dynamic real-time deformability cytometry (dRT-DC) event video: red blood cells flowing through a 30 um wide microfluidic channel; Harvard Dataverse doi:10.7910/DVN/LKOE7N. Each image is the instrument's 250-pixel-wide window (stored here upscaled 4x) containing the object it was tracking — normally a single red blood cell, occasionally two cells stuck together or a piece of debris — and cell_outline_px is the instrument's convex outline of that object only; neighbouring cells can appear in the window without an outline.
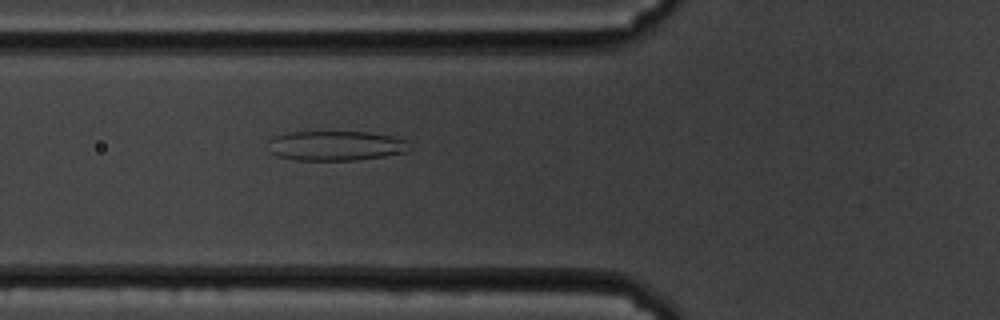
{"species": "common noctule bat (a hibernating species)", "species_latin": "Nyctalus noctula", "temperature_condition": "cold", "stored_images_in_passage": 47, "camera_frame_rate_fps": 3000, "um_per_image_px": 0.085, "animal": {"sex": "male", "body_mass_g": 19.5, "forearm_length_mm": 54.6}, "frame": {"image": 1, "passage_image": 9, "time_ms": 2.667, "image_size_px": [1000, 320], "cell_outline_px": [[412, 148], [408, 152], [384, 156], [356, 160], [296, 160], [276, 156], [268, 152], [268, 140], [272, 136], [284, 132], [368, 132], [392, 136], [404, 140]], "centroid_in_image_um": [28.48, 12.39], "position_along_channel_um": 97.3, "area_um2": 24.85}}
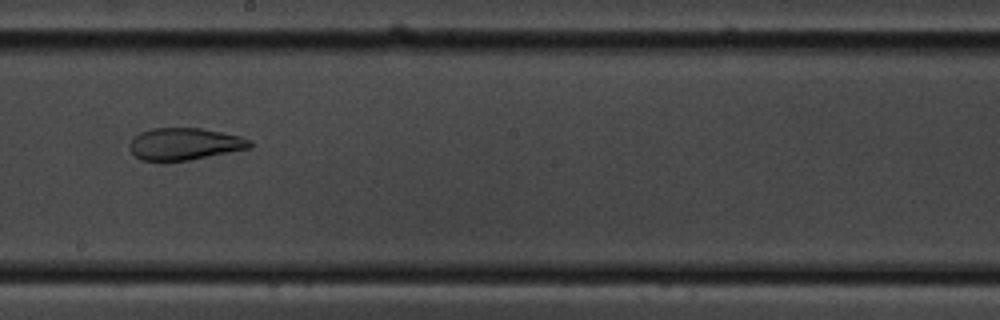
{"frame": {"image": 2, "passage_image": 21, "time_ms": 6.667, "image_size_px": [1000, 320], "cell_outline_px": [[252, 148], [188, 160], [140, 160], [132, 152], [132, 140], [140, 132], [152, 128], [200, 128], [240, 136], [252, 140]], "centroid_in_image_um": [15.76, 12.23], "position_along_channel_um": 232.4, "area_um2": 22.08}}
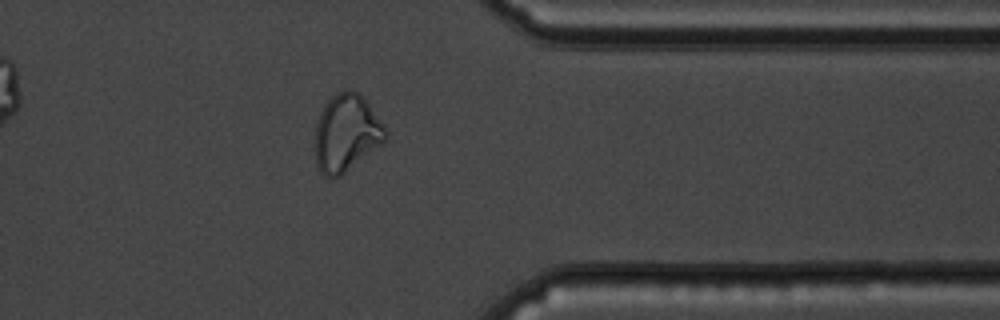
{"frame": {"image": 3, "passage_image": 35, "time_ms": 11.333, "image_size_px": [1000, 320], "cell_outline_px": [[388, 136], [380, 144], [340, 176], [324, 176], [320, 172], [316, 164], [316, 124], [320, 112], [324, 104], [332, 96], [348, 88], [352, 88], [368, 104], [388, 128]], "centroid_in_image_um": [29.44, 11.28], "position_along_channel_um": 382.0, "area_um2": 31.21}, "authors_computed_cell_mechanics": {"area_um2": 28.0908, "velocity_mm_per_s": 3.373, "shape_relaxation_time_tau1_ms": null, "shape_relaxation_time_tau2_ms": 2.3963, "deformation_change_tau1": null, "deformation_change_tau2": 0.0944}}